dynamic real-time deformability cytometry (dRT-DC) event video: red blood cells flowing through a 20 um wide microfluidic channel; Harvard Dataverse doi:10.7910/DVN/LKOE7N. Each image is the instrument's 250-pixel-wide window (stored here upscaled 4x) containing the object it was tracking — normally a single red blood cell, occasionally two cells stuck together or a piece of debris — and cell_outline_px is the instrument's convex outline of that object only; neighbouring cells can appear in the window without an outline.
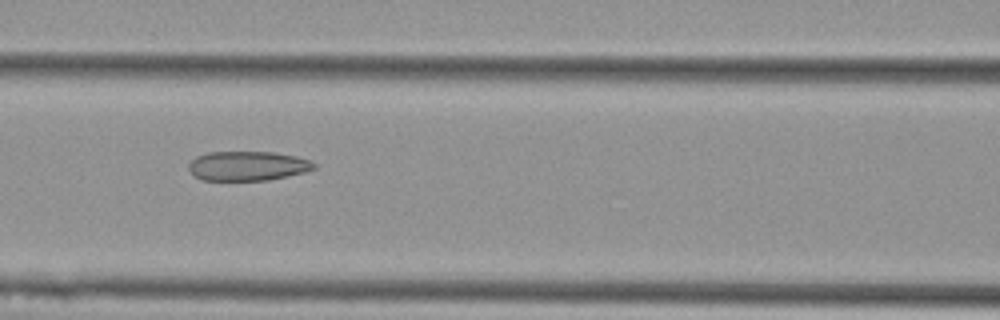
{"species": "Egyptian fruit bat (a non-hibernating species)", "species_latin": "Rousettus aegyptiacus", "temperature_condition": "cold", "stored_images_in_passage": 8, "camera_frame_rate_fps": 3000, "um_per_image_px": 0.085, "animal": {"sex": "female"}, "frame": {"image": 1, "passage_image": 7, "time_ms": 2.0, "image_size_px": [1000, 320], "cell_outline_px": [[316, 168], [304, 172], [268, 180], [204, 180], [196, 176], [188, 168], [188, 164], [196, 156], [208, 152], [272, 152], [296, 156], [312, 160], [316, 164]], "centroid_in_image_um": [21.07, 14.09], "position_along_channel_um": 145.5, "area_um2": 21.44}}
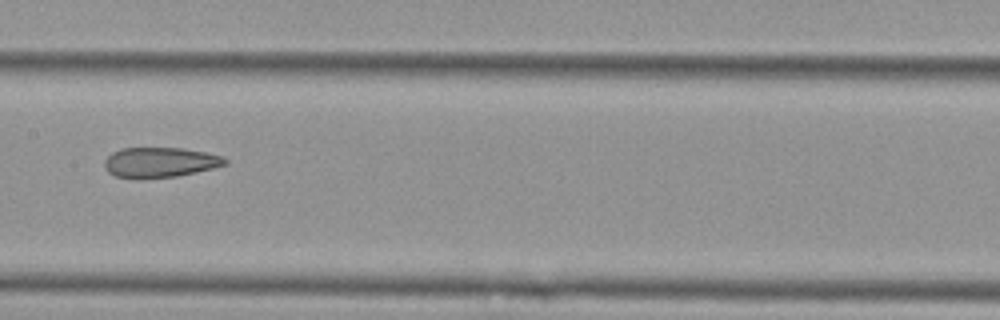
{"frame": {"image": 2, "passage_image": 8, "time_ms": 2.333, "image_size_px": [1000, 320], "cell_outline_px": [[228, 164], [196, 172], [176, 176], [116, 176], [108, 172], [104, 168], [104, 160], [112, 152], [120, 148], [180, 148], [204, 152], [220, 156], [228, 160]], "centroid_in_image_um": [13.6, 13.76], "position_along_channel_um": 193.8, "area_um2": 20.46}}